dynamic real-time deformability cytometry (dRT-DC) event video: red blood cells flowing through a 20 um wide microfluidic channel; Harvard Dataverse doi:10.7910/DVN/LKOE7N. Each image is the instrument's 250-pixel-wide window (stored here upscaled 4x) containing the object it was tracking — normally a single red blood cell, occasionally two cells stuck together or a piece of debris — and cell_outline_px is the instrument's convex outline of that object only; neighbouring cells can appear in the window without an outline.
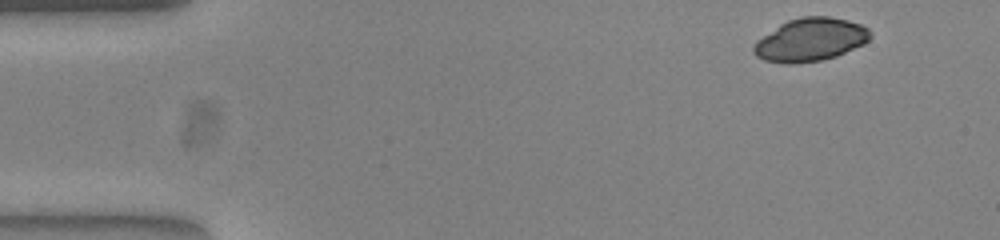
{"species": "common noctule bat (a hibernating species)", "species_latin": "Nyctalus noctula", "temperature_condition": "warm", "stored_images_in_passage": 47, "camera_frame_rate_fps": 3000, "um_per_image_px": 0.085, "animal": {"sex": "female", "body_mass_g": 23.0, "forearm_length_mm": 53.4}, "frame": {"image": 1, "passage_image": 1, "time_ms": 0.0, "image_size_px": [1000, 240], "cell_outline_px": [[872, 36], [864, 44], [836, 56], [820, 60], [792, 64], [784, 64], [764, 60], [756, 56], [752, 52], [752, 48], [756, 40], [780, 24], [788, 20], [800, 16], [828, 16], [848, 20], [860, 24], [868, 28], [872, 32]], "centroid_in_image_um": [68.87, 3.37], "position_along_channel_um": 16.1, "area_um2": 29.48}}